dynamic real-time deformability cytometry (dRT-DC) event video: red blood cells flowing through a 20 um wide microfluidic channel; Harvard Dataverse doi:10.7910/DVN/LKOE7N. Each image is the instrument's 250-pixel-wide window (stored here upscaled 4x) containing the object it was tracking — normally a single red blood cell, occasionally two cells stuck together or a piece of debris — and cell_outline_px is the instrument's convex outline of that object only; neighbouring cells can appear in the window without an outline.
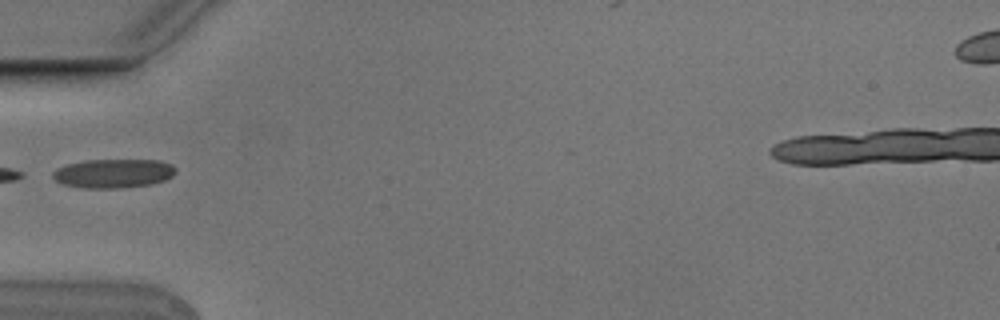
{"species": "Egyptian fruit bat (a non-hibernating species)", "species_latin": "Rousettus aegyptiacus", "temperature_condition": "cold", "stored_images_in_passage": 3, "camera_frame_rate_fps": 3000, "um_per_image_px": 0.085, "animal": {"sex": "male"}, "frame": {"image": 1, "passage_image": 2, "time_ms": 0.333, "image_size_px": [1000, 320], "cell_outline_px": [[176, 172], [172, 176], [164, 180], [152, 184], [120, 188], [80, 188], [64, 184], [56, 180], [52, 176], [52, 172], [56, 168], [68, 164], [84, 160], [160, 160], [172, 164], [176, 168]], "centroid_in_image_um": [9.65, 14.73], "position_along_channel_um": 75.4, "area_um2": 20.87}}